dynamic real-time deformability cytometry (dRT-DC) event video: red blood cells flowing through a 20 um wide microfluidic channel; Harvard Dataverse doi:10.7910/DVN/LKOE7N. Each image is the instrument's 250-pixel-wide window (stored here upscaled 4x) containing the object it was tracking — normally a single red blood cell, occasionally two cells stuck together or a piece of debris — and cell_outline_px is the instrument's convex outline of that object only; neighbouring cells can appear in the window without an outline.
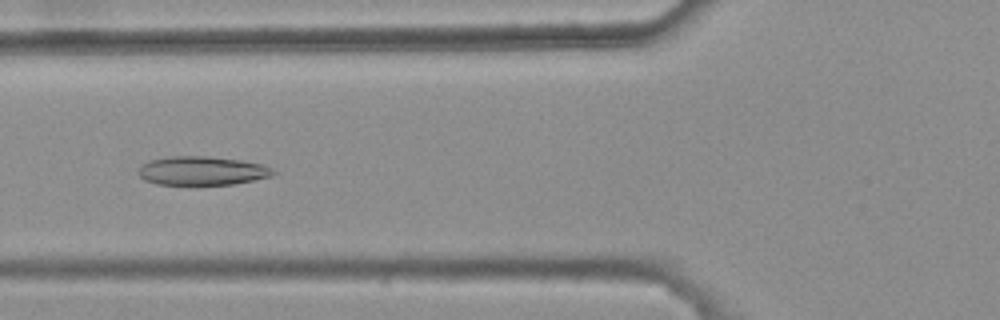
{"species": "common noctule bat (a hibernating species)", "species_latin": "Nyctalus noctula", "temperature_condition": "warm", "stored_images_in_passage": 6, "camera_frame_rate_fps": 3000, "um_per_image_px": 0.085, "animal": {"sex": "female", "body_mass_g": 25.1}, "frame": {"image": 1, "passage_image": 4, "time_ms": 1.0, "image_size_px": [1000, 320], "cell_outline_px": [[276, 172], [272, 176], [232, 184], [196, 188], [192, 188], [156, 184], [144, 180], [136, 172], [140, 164], [148, 160], [168, 156], [208, 156], [240, 160], [264, 164], [272, 168]], "centroid_in_image_um": [17.09, 14.56], "position_along_channel_um": 108.7, "area_um2": 23.93}}
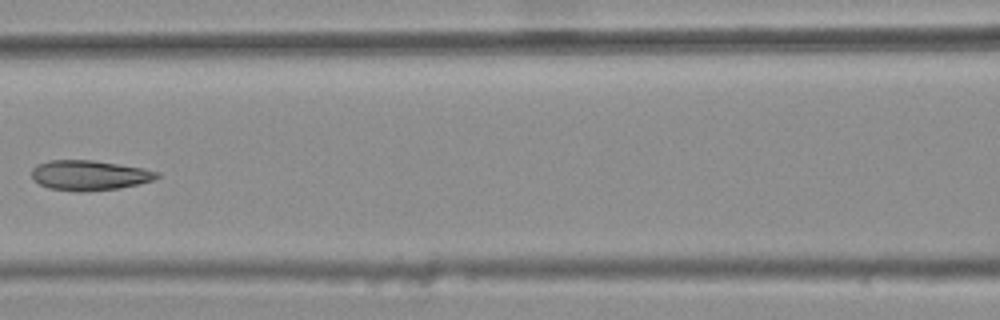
{"frame": {"image": 2, "passage_image": 5, "time_ms": 1.333, "image_size_px": [1000, 320], "cell_outline_px": [[160, 176], [152, 180], [140, 184], [120, 188], [84, 192], [76, 192], [48, 188], [32, 180], [32, 168], [36, 164], [52, 160], [92, 160], [144, 168], [160, 172]], "centroid_in_image_um": [7.59, 14.91], "position_along_channel_um": 159.0, "area_um2": 22.14}}
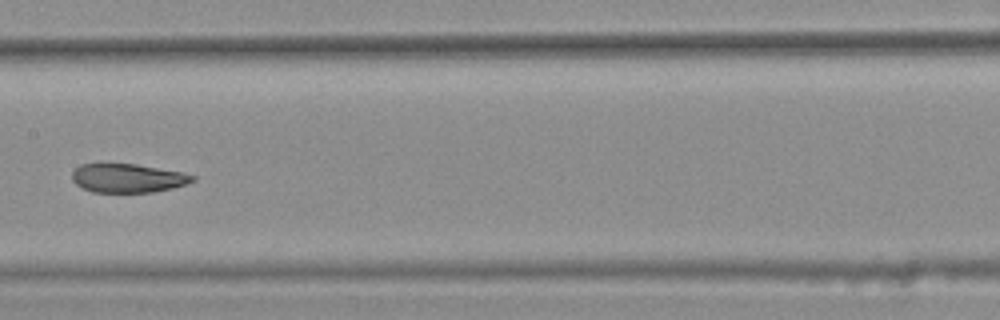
{"frame": {"image": 3, "passage_image": 6, "time_ms": 1.667, "image_size_px": [1000, 320], "cell_outline_px": [[196, 180], [172, 188], [152, 192], [92, 192], [76, 184], [72, 180], [72, 172], [80, 164], [136, 164], [184, 172], [196, 176]], "centroid_in_image_um": [10.88, 15.14], "position_along_channel_um": 196.5, "area_um2": 20.17}}